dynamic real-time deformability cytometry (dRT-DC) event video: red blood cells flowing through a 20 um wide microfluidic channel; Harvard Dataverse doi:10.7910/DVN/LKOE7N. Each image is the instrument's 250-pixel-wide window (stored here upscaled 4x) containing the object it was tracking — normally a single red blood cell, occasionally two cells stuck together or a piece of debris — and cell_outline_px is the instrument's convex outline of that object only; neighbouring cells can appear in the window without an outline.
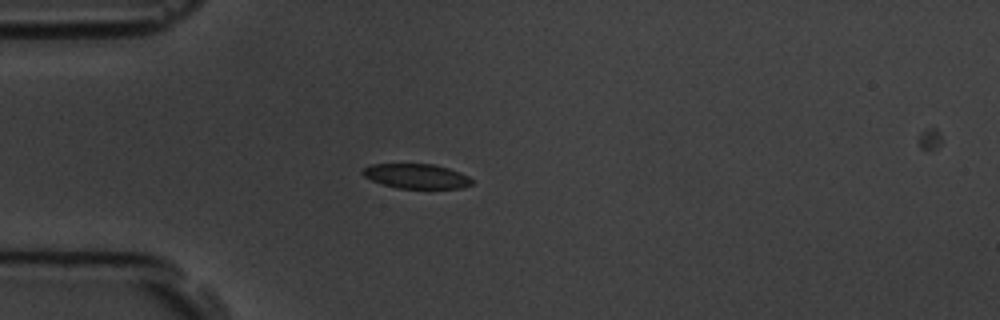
{"species": "common noctule bat (a hibernating species)", "species_latin": "Nyctalus noctula", "temperature_condition": "room temperature", "stored_images_in_passage": 5, "camera_frame_rate_fps": 3000, "um_per_image_px": 0.085, "animal": {"sex": "male", "body_mass_g": 19.5, "forearm_length_mm": 54.6}, "frame": {"image": 1, "passage_image": 4, "time_ms": 3.667, "image_size_px": [1000, 320], "cell_outline_px": [[472, 184], [464, 188], [396, 188], [372, 180], [364, 176], [360, 172], [364, 168], [372, 164], [432, 164], [448, 168], [460, 172], [468, 176], [472, 180]], "centroid_in_image_um": [35.4, 14.97], "position_along_channel_um": 49.6, "area_um2": 15.61}}